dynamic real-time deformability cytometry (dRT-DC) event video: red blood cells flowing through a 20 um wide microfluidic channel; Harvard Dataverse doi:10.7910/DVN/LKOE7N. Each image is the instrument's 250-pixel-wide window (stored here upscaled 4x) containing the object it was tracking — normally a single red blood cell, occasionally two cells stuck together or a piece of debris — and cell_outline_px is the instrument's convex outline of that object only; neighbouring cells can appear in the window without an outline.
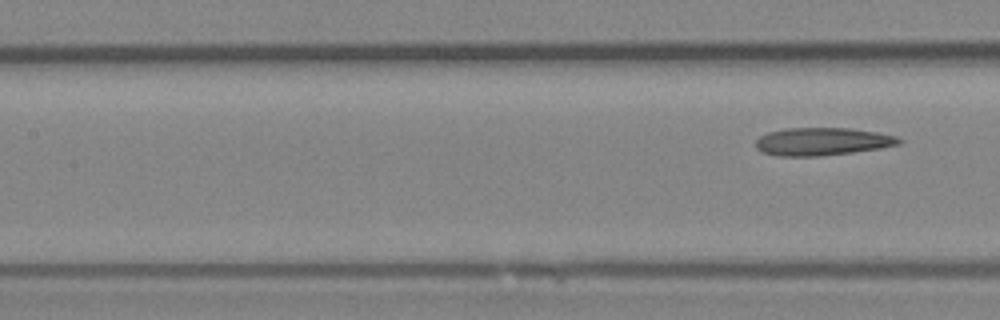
{"species": "Egyptian fruit bat (a non-hibernating species)", "species_latin": "Rousettus aegyptiacus", "temperature_condition": "room temperature", "stored_images_in_passage": 8, "segment_of_instrument_passage": [2, 2], "camera_frame_rate_fps": 3000, "um_per_image_px": 0.085, "animal": {"sex": "female"}, "frame": {"image": 1, "passage_image": 8, "time_ms": 2.333, "image_size_px": [1000, 320], "cell_outline_px": [[904, 140], [900, 144], [880, 148], [852, 152], [820, 156], [776, 156], [760, 152], [756, 148], [756, 140], [760, 136], [768, 132], [784, 128], [848, 128], [876, 132], [896, 136]], "centroid_in_image_um": [69.86, 12.03], "position_along_channel_um": 137.5, "area_um2": 23.29}}